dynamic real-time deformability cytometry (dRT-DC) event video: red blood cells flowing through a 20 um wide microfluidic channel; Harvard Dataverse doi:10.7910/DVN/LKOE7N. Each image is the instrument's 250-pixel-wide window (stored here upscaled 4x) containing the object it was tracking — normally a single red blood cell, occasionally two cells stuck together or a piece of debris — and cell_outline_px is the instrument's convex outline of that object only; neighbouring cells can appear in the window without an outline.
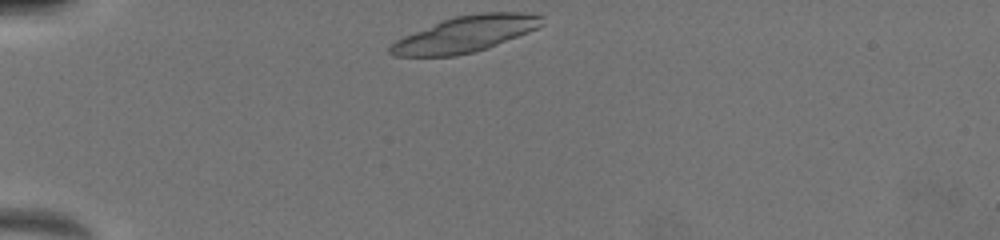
{"species": "common noctule bat (a hibernating species)", "species_latin": "Nyctalus noctula", "temperature_condition": "warm", "stored_images_in_passage": 3, "camera_frame_rate_fps": 3000, "um_per_image_px": 0.085, "animal": {"sex": "female", "body_mass_g": 19.5, "forearm_length_mm": 54.1}, "frame": {"image": 1, "passage_image": 1, "time_ms": 0.0, "image_size_px": [1000, 240], "cell_outline_px": [[544, 24], [528, 32], [488, 48], [456, 56], [392, 56], [388, 52], [388, 48], [396, 40], [404, 36], [444, 20], [456, 16], [484, 12], [520, 12], [544, 16]], "centroid_in_image_um": [39.58, 2.9], "position_along_channel_um": 45.4, "area_um2": 31.5}}